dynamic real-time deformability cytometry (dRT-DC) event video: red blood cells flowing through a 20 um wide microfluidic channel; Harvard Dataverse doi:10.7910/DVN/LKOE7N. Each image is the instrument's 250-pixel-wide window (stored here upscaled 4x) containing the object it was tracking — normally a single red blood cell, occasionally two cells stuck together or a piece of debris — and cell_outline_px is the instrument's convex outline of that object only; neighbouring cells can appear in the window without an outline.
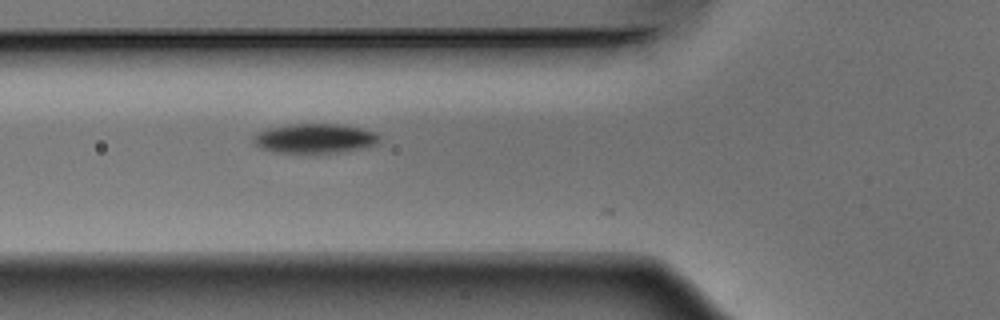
{"species": "Egyptian fruit bat (a non-hibernating species)", "species_latin": "Rousettus aegyptiacus", "temperature_condition": "warm", "stored_images_in_passage": 5, "camera_frame_rate_fps": 3000, "um_per_image_px": 0.085, "animal": {"sex": "male"}, "frame": {"image": 1, "passage_image": 2, "time_ms": 0.333, "image_size_px": [1000, 320], "cell_outline_px": [[380, 136], [376, 144], [368, 148], [340, 152], [272, 152], [260, 148], [252, 140], [252, 136], [268, 128], [288, 124], [336, 124], [360, 128], [376, 132]], "centroid_in_image_um": [26.77, 11.76], "position_along_channel_um": 99.0, "area_um2": 21.62}}